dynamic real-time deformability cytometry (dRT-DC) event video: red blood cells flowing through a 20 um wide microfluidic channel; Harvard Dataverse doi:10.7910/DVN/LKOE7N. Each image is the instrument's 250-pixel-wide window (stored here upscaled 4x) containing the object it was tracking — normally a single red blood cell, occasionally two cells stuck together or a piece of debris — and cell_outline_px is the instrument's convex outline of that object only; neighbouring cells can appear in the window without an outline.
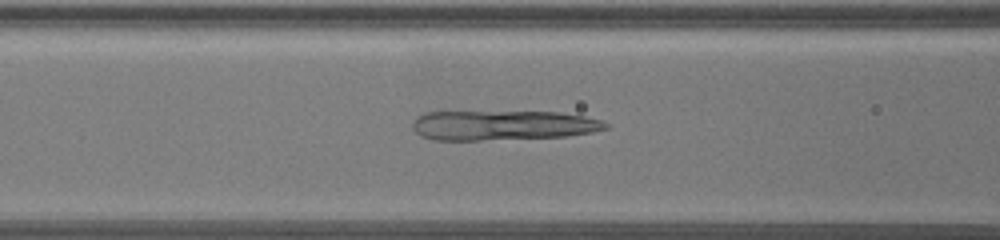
{"species": "common noctule bat (a hibernating species)", "species_latin": "Nyctalus noctula", "temperature_condition": "warm", "stored_images_in_passage": 45, "camera_frame_rate_fps": 3000, "um_per_image_px": 0.085, "animal": {"sex": "female", "body_mass_g": 19.5, "forearm_length_mm": 54.1}, "frame": {"image": 1, "passage_image": 17, "time_ms": 5.333, "image_size_px": [1000, 240], "cell_outline_px": [[608, 128], [592, 132], [568, 136], [480, 140], [432, 140], [420, 136], [412, 128], [412, 120], [416, 116], [424, 112], [448, 108], [560, 112], [584, 116], [600, 120], [608, 124]], "centroid_in_image_um": [42.57, 10.58], "position_along_channel_um": 124.0, "area_um2": 35.6}}
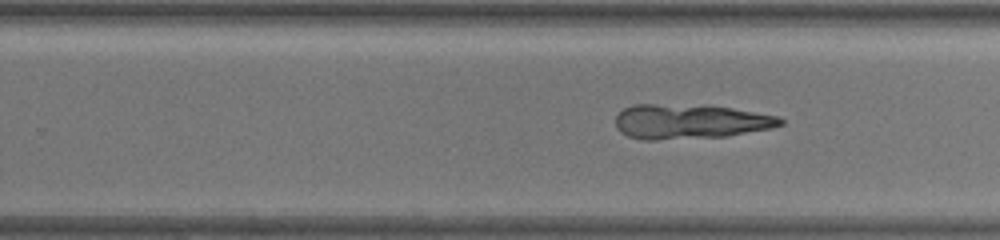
{"frame": {"image": 2, "passage_image": 31, "time_ms": 10.0, "image_size_px": [1000, 240], "cell_outline_px": [[784, 124], [772, 128], [728, 136], [656, 140], [644, 140], [628, 136], [620, 132], [616, 128], [616, 116], [624, 108], [632, 104], [708, 104], [780, 116], [784, 120]], "centroid_in_image_um": [58.67, 10.32], "position_along_channel_um": 271.1, "area_um2": 33.93}}
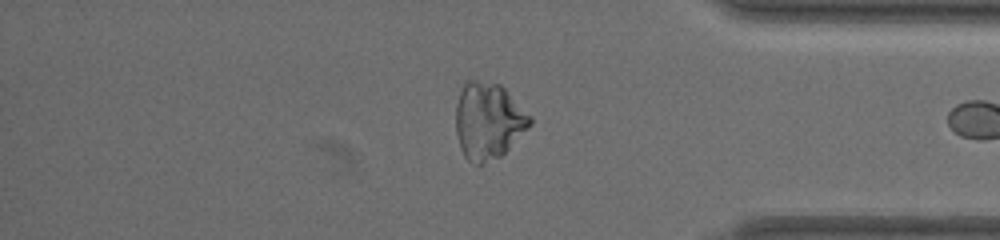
{"frame": {"image": 3, "passage_image": 44, "time_ms": 14.333, "image_size_px": [1000, 240], "cell_outline_px": [[532, 124], [500, 156], [480, 164], [472, 164], [464, 156], [460, 148], [456, 132], [456, 104], [464, 80], [476, 80], [500, 84], [532, 116]], "centroid_in_image_um": [41.49, 10.25], "position_along_channel_um": 393.7, "area_um2": 33.06}}